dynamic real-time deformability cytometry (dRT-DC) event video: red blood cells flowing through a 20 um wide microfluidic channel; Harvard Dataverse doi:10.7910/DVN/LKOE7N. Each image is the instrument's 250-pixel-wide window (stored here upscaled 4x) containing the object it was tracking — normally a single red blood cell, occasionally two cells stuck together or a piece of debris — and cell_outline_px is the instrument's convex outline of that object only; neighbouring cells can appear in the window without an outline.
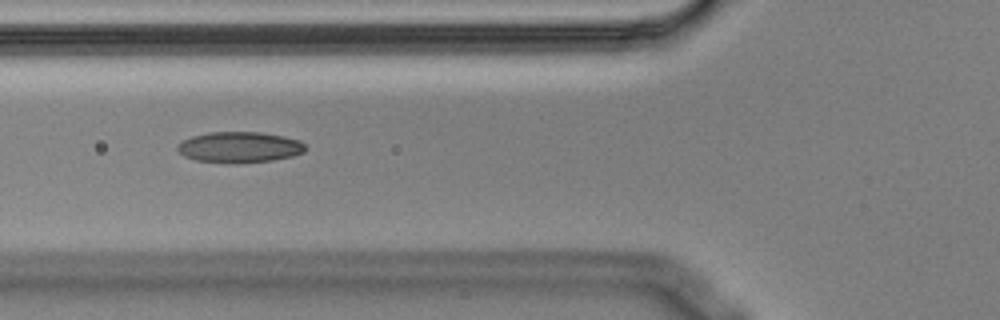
{"species": "Egyptian fruit bat (a non-hibernating species)", "species_latin": "Rousettus aegyptiacus", "temperature_condition": "cold", "stored_images_in_passage": 7, "camera_frame_rate_fps": 3000, "um_per_image_px": 0.085, "animal": {"sex": "male"}, "frame": {"image": 1, "passage_image": 2, "time_ms": 0.333, "image_size_px": [1000, 320], "cell_outline_px": [[308, 148], [304, 152], [292, 156], [272, 160], [236, 164], [228, 164], [196, 160], [184, 156], [176, 148], [176, 144], [192, 136], [208, 132], [260, 132], [284, 136], [300, 140]], "centroid_in_image_um": [20.36, 12.52], "position_along_channel_um": 105.4, "area_um2": 23.29}}
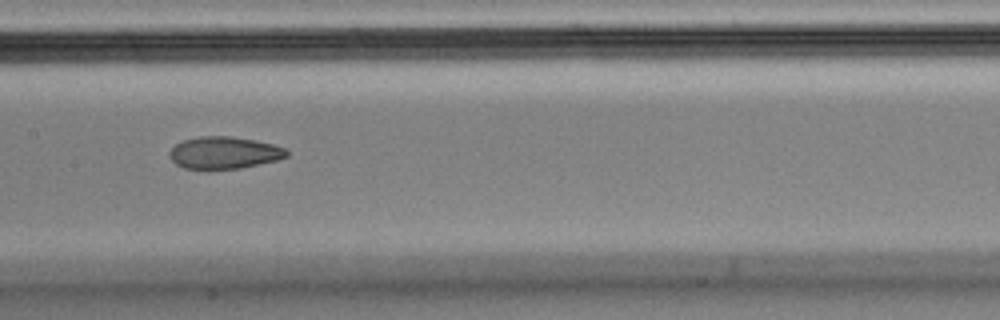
{"frame": {"image": 2, "passage_image": 4, "time_ms": 1.0, "image_size_px": [1000, 320], "cell_outline_px": [[288, 156], [276, 160], [240, 168], [208, 172], [184, 168], [176, 164], [168, 156], [168, 152], [176, 144], [184, 140], [200, 136], [232, 136], [256, 140], [272, 144], [284, 148], [288, 152]], "centroid_in_image_um": [19.0, 13.02], "position_along_channel_um": 188.4, "area_um2": 22.48}}
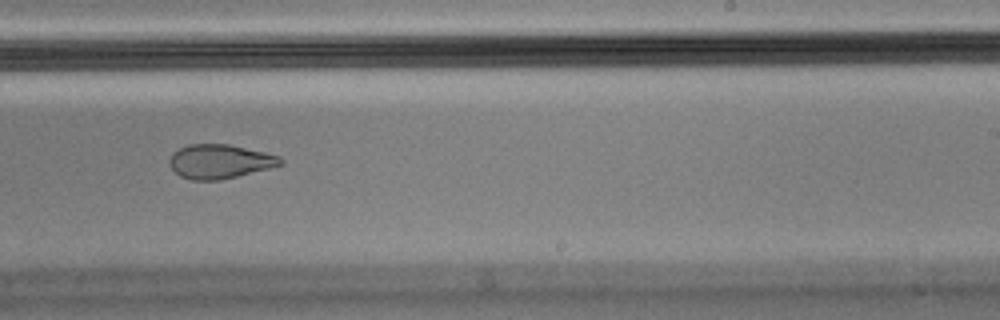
{"frame": {"image": 3, "passage_image": 6, "time_ms": 1.667, "image_size_px": [1000, 320], "cell_outline_px": [[284, 164], [220, 180], [192, 180], [180, 176], [168, 164], [168, 160], [172, 152], [188, 144], [228, 144], [264, 152], [280, 156], [284, 160]], "centroid_in_image_um": [18.66, 13.72], "position_along_channel_um": 270.3, "area_um2": 22.02}}